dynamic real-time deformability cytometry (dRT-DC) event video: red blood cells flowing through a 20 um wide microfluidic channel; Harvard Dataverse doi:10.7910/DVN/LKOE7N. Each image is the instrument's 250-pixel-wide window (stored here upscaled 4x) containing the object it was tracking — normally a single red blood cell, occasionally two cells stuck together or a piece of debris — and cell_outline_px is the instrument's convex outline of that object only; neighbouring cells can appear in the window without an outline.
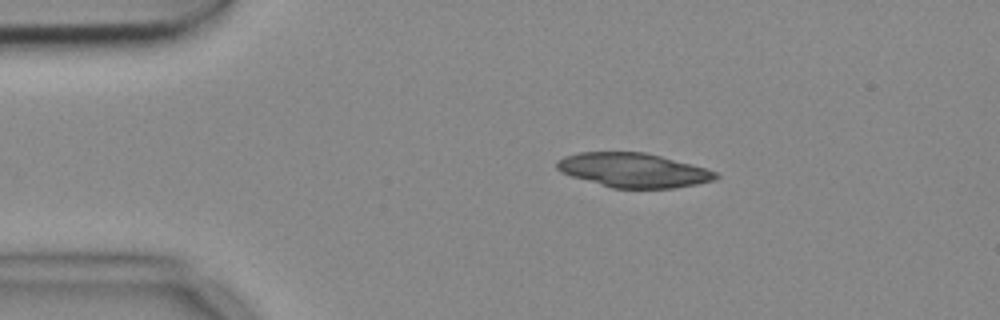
{"species": "common noctule bat (a hibernating species)", "species_latin": "Nyctalus noctula", "temperature_condition": "cold", "stored_images_in_passage": 2, "camera_frame_rate_fps": 3000, "um_per_image_px": 0.085, "animal": {"sex": "female", "body_mass_g": 18.4}, "frame": {"image": 1, "passage_image": 1, "time_ms": 0.0, "image_size_px": [1000, 320], "cell_outline_px": [[720, 176], [716, 180], [696, 184], [672, 188], [612, 188], [572, 176], [560, 172], [556, 168], [556, 160], [564, 156], [580, 152], [644, 152], [660, 156], [704, 168], [716, 172]], "centroid_in_image_um": [53.8, 14.47], "position_along_channel_um": 31.2, "area_um2": 31.5}}